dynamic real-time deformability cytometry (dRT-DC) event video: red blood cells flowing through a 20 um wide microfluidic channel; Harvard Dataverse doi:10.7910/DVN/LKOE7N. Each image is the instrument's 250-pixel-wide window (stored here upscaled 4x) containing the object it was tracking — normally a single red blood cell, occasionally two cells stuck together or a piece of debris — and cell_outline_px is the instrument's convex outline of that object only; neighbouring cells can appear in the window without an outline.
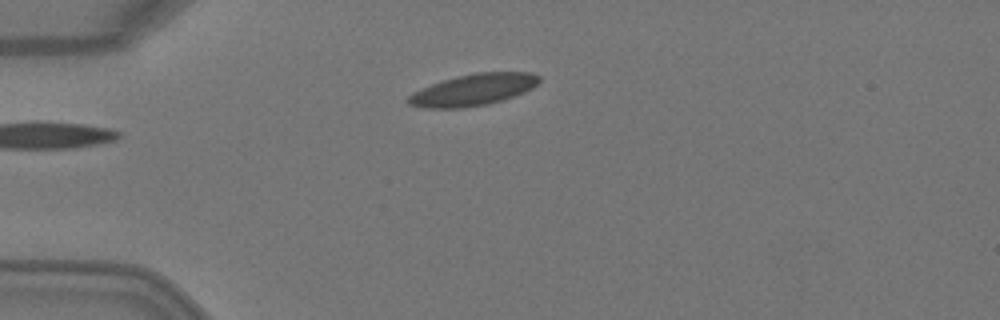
{"species": "Egyptian fruit bat (a non-hibernating species)", "species_latin": "Rousettus aegyptiacus", "temperature_condition": "warm", "stored_images_in_passage": 5, "camera_frame_rate_fps": 3000, "um_per_image_px": 0.085, "animal": {"sex": "female"}, "frame": {"image": 1, "passage_image": 2, "time_ms": 0.333, "image_size_px": [1000, 320], "cell_outline_px": [[540, 80], [532, 88], [524, 92], [488, 104], [460, 108], [424, 108], [408, 104], [404, 100], [412, 92], [420, 88], [456, 76], [476, 72], [532, 72], [540, 76]], "centroid_in_image_um": [40.18, 7.63], "position_along_channel_um": 44.8, "area_um2": 24.1}}
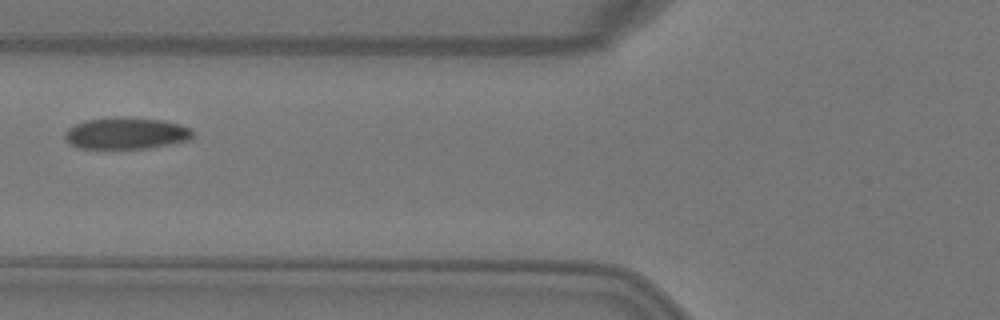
{"frame": {"image": 2, "passage_image": 4, "time_ms": 1.0, "image_size_px": [1000, 320], "cell_outline_px": [[196, 132], [192, 140], [144, 148], [76, 148], [68, 144], [64, 140], [64, 132], [68, 128], [84, 120], [120, 116], [124, 116], [160, 120], [180, 124], [192, 128]], "centroid_in_image_um": [10.72, 11.32], "position_along_channel_um": 115.1, "area_um2": 23.99}}
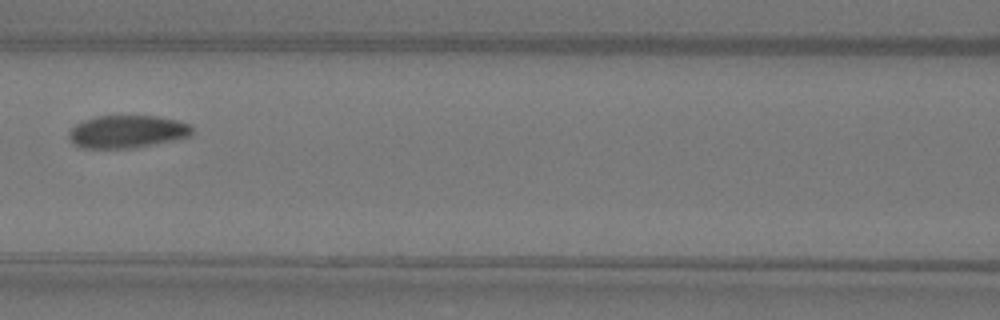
{"frame": {"image": 3, "passage_image": 5, "time_ms": 1.333, "image_size_px": [1000, 320], "cell_outline_px": [[192, 132], [188, 136], [172, 140], [132, 148], [80, 148], [72, 144], [68, 136], [68, 132], [76, 124], [84, 120], [96, 116], [156, 116], [180, 120], [192, 124]], "centroid_in_image_um": [10.78, 11.18], "position_along_channel_um": 155.8, "area_um2": 23.52}}